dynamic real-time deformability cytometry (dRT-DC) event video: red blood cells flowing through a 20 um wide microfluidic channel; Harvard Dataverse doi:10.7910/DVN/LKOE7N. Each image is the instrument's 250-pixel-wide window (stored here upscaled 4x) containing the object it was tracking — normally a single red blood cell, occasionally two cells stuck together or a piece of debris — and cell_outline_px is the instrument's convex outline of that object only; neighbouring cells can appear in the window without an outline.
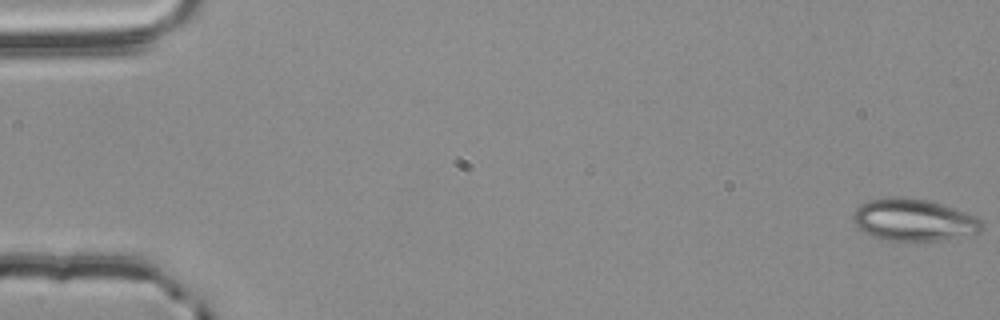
{"species": "common noctule bat (a hibernating species)", "species_latin": "Nyctalus noctula", "temperature_condition": "room temperature", "stored_images_in_passage": 56, "camera_frame_rate_fps": 3000, "um_per_image_px": 0.085, "animal": {"sex": "male", "body_mass_g": 20.4}, "frame": {"image": 1, "passage_image": 1, "time_ms": 0.0, "image_size_px": [1000, 320], "cell_outline_px": [[984, 228], [980, 232], [936, 240], [888, 240], [872, 236], [864, 232], [856, 224], [852, 216], [856, 208], [860, 204], [868, 200], [888, 196], [904, 196], [928, 200], [976, 216], [984, 224]], "centroid_in_image_um": [77.63, 18.66], "position_along_channel_um": 7.4, "area_um2": 31.27}}
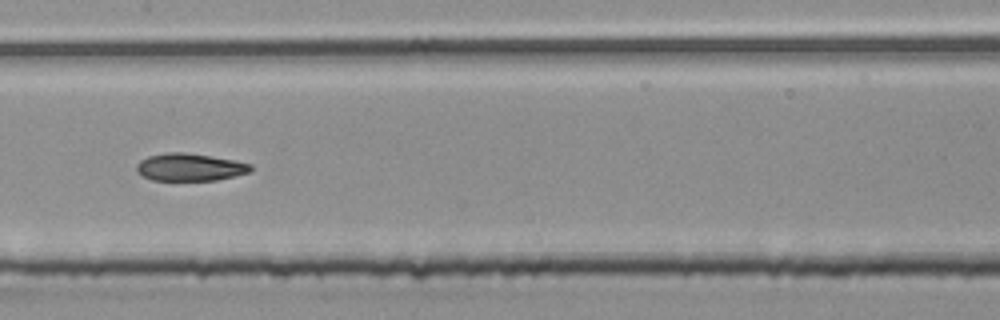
{"frame": {"image": 2, "passage_image": 29, "time_ms": 9.333, "image_size_px": [1000, 320], "cell_outline_px": [[252, 172], [216, 180], [152, 180], [144, 176], [136, 168], [136, 164], [140, 160], [148, 156], [164, 152], [184, 152], [236, 160], [252, 164]], "centroid_in_image_um": [16.17, 14.2], "position_along_channel_um": 191.2, "area_um2": 18.32}}
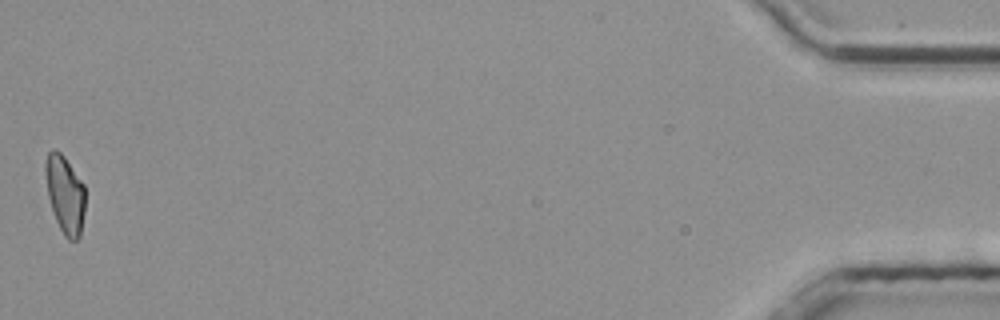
{"frame": {"image": 3, "passage_image": 56, "time_ms": 18.333, "image_size_px": [1000, 320], "cell_outline_px": [[84, 212], [80, 236], [76, 240], [68, 240], [64, 236], [56, 220], [48, 196], [44, 168], [44, 164], [48, 152], [52, 148], [56, 148], [64, 156], [84, 184]], "centroid_in_image_um": [5.51, 16.49], "position_along_channel_um": 429.7, "area_um2": 18.03}, "authors_computed_cell_mechanics": {"area_um2": 19.0451, "velocity_mm_per_s": 3.7793, "shape_relaxation_time_tau1_ms": null, "shape_relaxation_time_tau2_ms": 4.1154, "deformation_change_tau1": null, "deformation_change_tau2": 0.0992}}